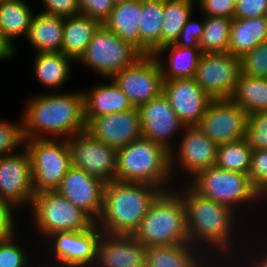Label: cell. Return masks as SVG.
Masks as SVG:
<instances>
[{"label":"cell","instance_id":"cell-1","mask_svg":"<svg viewBox=\"0 0 267 267\" xmlns=\"http://www.w3.org/2000/svg\"><path fill=\"white\" fill-rule=\"evenodd\" d=\"M185 184L187 185L175 190L183 198L189 242L206 255L212 264H215L214 262L218 258L223 260V257L231 262L235 257L232 255L238 250H235V246L236 248L240 246L236 245L239 236L243 235L238 234L242 233V230L237 231L240 228L239 222L240 225L243 223L239 220V215L229 207L203 197L188 183ZM237 217L238 219H236ZM235 236H238V239ZM217 254H220V257ZM229 258L231 260H228Z\"/></svg>","mask_w":267,"mask_h":267},{"label":"cell","instance_id":"cell-2","mask_svg":"<svg viewBox=\"0 0 267 267\" xmlns=\"http://www.w3.org/2000/svg\"><path fill=\"white\" fill-rule=\"evenodd\" d=\"M56 91L27 99L21 116L25 139H68L86 130L83 91Z\"/></svg>","mask_w":267,"mask_h":267},{"label":"cell","instance_id":"cell-3","mask_svg":"<svg viewBox=\"0 0 267 267\" xmlns=\"http://www.w3.org/2000/svg\"><path fill=\"white\" fill-rule=\"evenodd\" d=\"M163 192L146 183H105L103 208L95 222L104 234L133 235L152 203Z\"/></svg>","mask_w":267,"mask_h":267},{"label":"cell","instance_id":"cell-4","mask_svg":"<svg viewBox=\"0 0 267 267\" xmlns=\"http://www.w3.org/2000/svg\"><path fill=\"white\" fill-rule=\"evenodd\" d=\"M115 180L146 183L163 191L174 189L170 152L144 137L118 148Z\"/></svg>","mask_w":267,"mask_h":267},{"label":"cell","instance_id":"cell-5","mask_svg":"<svg viewBox=\"0 0 267 267\" xmlns=\"http://www.w3.org/2000/svg\"><path fill=\"white\" fill-rule=\"evenodd\" d=\"M132 236L144 247L189 243L183 198L175 188L155 199Z\"/></svg>","mask_w":267,"mask_h":267},{"label":"cell","instance_id":"cell-6","mask_svg":"<svg viewBox=\"0 0 267 267\" xmlns=\"http://www.w3.org/2000/svg\"><path fill=\"white\" fill-rule=\"evenodd\" d=\"M187 183L203 197L223 204L241 216L243 213L239 211L243 210L244 205L251 207L249 204L258 203V189L248 174L224 170L215 165L199 172Z\"/></svg>","mask_w":267,"mask_h":267},{"label":"cell","instance_id":"cell-7","mask_svg":"<svg viewBox=\"0 0 267 267\" xmlns=\"http://www.w3.org/2000/svg\"><path fill=\"white\" fill-rule=\"evenodd\" d=\"M142 56L131 43L122 40L101 24L77 61L108 80Z\"/></svg>","mask_w":267,"mask_h":267},{"label":"cell","instance_id":"cell-8","mask_svg":"<svg viewBox=\"0 0 267 267\" xmlns=\"http://www.w3.org/2000/svg\"><path fill=\"white\" fill-rule=\"evenodd\" d=\"M30 208L33 218L31 221L42 240L55 232L83 231L95 223L56 190L35 194Z\"/></svg>","mask_w":267,"mask_h":267},{"label":"cell","instance_id":"cell-9","mask_svg":"<svg viewBox=\"0 0 267 267\" xmlns=\"http://www.w3.org/2000/svg\"><path fill=\"white\" fill-rule=\"evenodd\" d=\"M31 158L33 190L55 191L72 166L67 139H25Z\"/></svg>","mask_w":267,"mask_h":267},{"label":"cell","instance_id":"cell-10","mask_svg":"<svg viewBox=\"0 0 267 267\" xmlns=\"http://www.w3.org/2000/svg\"><path fill=\"white\" fill-rule=\"evenodd\" d=\"M102 234L94 223L83 231L55 232L43 241H47L49 245L48 257L53 264L63 267H94Z\"/></svg>","mask_w":267,"mask_h":267},{"label":"cell","instance_id":"cell-11","mask_svg":"<svg viewBox=\"0 0 267 267\" xmlns=\"http://www.w3.org/2000/svg\"><path fill=\"white\" fill-rule=\"evenodd\" d=\"M240 74V58L229 52L202 53L193 78L212 100L230 99Z\"/></svg>","mask_w":267,"mask_h":267},{"label":"cell","instance_id":"cell-12","mask_svg":"<svg viewBox=\"0 0 267 267\" xmlns=\"http://www.w3.org/2000/svg\"><path fill=\"white\" fill-rule=\"evenodd\" d=\"M135 108L163 93L161 67L154 55H143L133 65L111 78Z\"/></svg>","mask_w":267,"mask_h":267},{"label":"cell","instance_id":"cell-13","mask_svg":"<svg viewBox=\"0 0 267 267\" xmlns=\"http://www.w3.org/2000/svg\"><path fill=\"white\" fill-rule=\"evenodd\" d=\"M184 132V133H183ZM181 141L170 151V169L172 178L176 170L182 169L192 179L199 172L216 165L218 145L212 142L197 127L185 126ZM179 168H178V167Z\"/></svg>","mask_w":267,"mask_h":267},{"label":"cell","instance_id":"cell-14","mask_svg":"<svg viewBox=\"0 0 267 267\" xmlns=\"http://www.w3.org/2000/svg\"><path fill=\"white\" fill-rule=\"evenodd\" d=\"M72 165L102 180H115L117 149L95 139L86 130L67 139Z\"/></svg>","mask_w":267,"mask_h":267},{"label":"cell","instance_id":"cell-15","mask_svg":"<svg viewBox=\"0 0 267 267\" xmlns=\"http://www.w3.org/2000/svg\"><path fill=\"white\" fill-rule=\"evenodd\" d=\"M248 114L231 99L212 100L197 127L217 145L246 137Z\"/></svg>","mask_w":267,"mask_h":267},{"label":"cell","instance_id":"cell-16","mask_svg":"<svg viewBox=\"0 0 267 267\" xmlns=\"http://www.w3.org/2000/svg\"><path fill=\"white\" fill-rule=\"evenodd\" d=\"M22 149L18 153L0 157V200L16 209L31 207L35 195L31 158L25 147Z\"/></svg>","mask_w":267,"mask_h":267},{"label":"cell","instance_id":"cell-17","mask_svg":"<svg viewBox=\"0 0 267 267\" xmlns=\"http://www.w3.org/2000/svg\"><path fill=\"white\" fill-rule=\"evenodd\" d=\"M142 137L163 146L167 151L174 148V135L183 131L185 125L162 93L139 108ZM171 140V141H170Z\"/></svg>","mask_w":267,"mask_h":267},{"label":"cell","instance_id":"cell-18","mask_svg":"<svg viewBox=\"0 0 267 267\" xmlns=\"http://www.w3.org/2000/svg\"><path fill=\"white\" fill-rule=\"evenodd\" d=\"M104 186L102 180L72 165L56 191L96 222L103 208Z\"/></svg>","mask_w":267,"mask_h":267},{"label":"cell","instance_id":"cell-19","mask_svg":"<svg viewBox=\"0 0 267 267\" xmlns=\"http://www.w3.org/2000/svg\"><path fill=\"white\" fill-rule=\"evenodd\" d=\"M163 94L185 126L197 125L212 101L194 78L164 80Z\"/></svg>","mask_w":267,"mask_h":267},{"label":"cell","instance_id":"cell-20","mask_svg":"<svg viewBox=\"0 0 267 267\" xmlns=\"http://www.w3.org/2000/svg\"><path fill=\"white\" fill-rule=\"evenodd\" d=\"M86 131L95 139L116 149L142 137V125L138 108L124 112L94 117Z\"/></svg>","mask_w":267,"mask_h":267},{"label":"cell","instance_id":"cell-21","mask_svg":"<svg viewBox=\"0 0 267 267\" xmlns=\"http://www.w3.org/2000/svg\"><path fill=\"white\" fill-rule=\"evenodd\" d=\"M94 267H147L146 248L132 235L103 233Z\"/></svg>","mask_w":267,"mask_h":267},{"label":"cell","instance_id":"cell-22","mask_svg":"<svg viewBox=\"0 0 267 267\" xmlns=\"http://www.w3.org/2000/svg\"><path fill=\"white\" fill-rule=\"evenodd\" d=\"M146 248L147 267H222L210 260L198 248L189 243L179 245H151ZM210 265H209V264Z\"/></svg>","mask_w":267,"mask_h":267},{"label":"cell","instance_id":"cell-23","mask_svg":"<svg viewBox=\"0 0 267 267\" xmlns=\"http://www.w3.org/2000/svg\"><path fill=\"white\" fill-rule=\"evenodd\" d=\"M108 81V83L93 85V88L87 92L83 91L86 125L94 117L124 112L134 108L128 97L114 81L112 79Z\"/></svg>","mask_w":267,"mask_h":267},{"label":"cell","instance_id":"cell-24","mask_svg":"<svg viewBox=\"0 0 267 267\" xmlns=\"http://www.w3.org/2000/svg\"><path fill=\"white\" fill-rule=\"evenodd\" d=\"M64 17L34 13L26 39L36 53L62 51Z\"/></svg>","mask_w":267,"mask_h":267},{"label":"cell","instance_id":"cell-25","mask_svg":"<svg viewBox=\"0 0 267 267\" xmlns=\"http://www.w3.org/2000/svg\"><path fill=\"white\" fill-rule=\"evenodd\" d=\"M141 15L142 0L120 2L115 4L103 25L140 51L139 26Z\"/></svg>","mask_w":267,"mask_h":267},{"label":"cell","instance_id":"cell-26","mask_svg":"<svg viewBox=\"0 0 267 267\" xmlns=\"http://www.w3.org/2000/svg\"><path fill=\"white\" fill-rule=\"evenodd\" d=\"M267 40V16L256 18H233L228 52L241 58L257 45Z\"/></svg>","mask_w":267,"mask_h":267},{"label":"cell","instance_id":"cell-27","mask_svg":"<svg viewBox=\"0 0 267 267\" xmlns=\"http://www.w3.org/2000/svg\"><path fill=\"white\" fill-rule=\"evenodd\" d=\"M165 52L169 55L165 57L166 59L168 58L166 62L161 59L165 60L163 57V54H166ZM201 54L200 47H179L174 44H167L162 46L154 56L161 67L163 79L171 80L193 78Z\"/></svg>","mask_w":267,"mask_h":267},{"label":"cell","instance_id":"cell-28","mask_svg":"<svg viewBox=\"0 0 267 267\" xmlns=\"http://www.w3.org/2000/svg\"><path fill=\"white\" fill-rule=\"evenodd\" d=\"M100 25L98 20L82 14L65 17L61 52L77 62Z\"/></svg>","mask_w":267,"mask_h":267},{"label":"cell","instance_id":"cell-29","mask_svg":"<svg viewBox=\"0 0 267 267\" xmlns=\"http://www.w3.org/2000/svg\"><path fill=\"white\" fill-rule=\"evenodd\" d=\"M34 56L33 68L37 81L51 91L57 88L60 90L71 74L72 61H76L62 52L36 53Z\"/></svg>","mask_w":267,"mask_h":267},{"label":"cell","instance_id":"cell-30","mask_svg":"<svg viewBox=\"0 0 267 267\" xmlns=\"http://www.w3.org/2000/svg\"><path fill=\"white\" fill-rule=\"evenodd\" d=\"M33 13L25 0H4L0 3V32L15 49V38L27 37Z\"/></svg>","mask_w":267,"mask_h":267},{"label":"cell","instance_id":"cell-31","mask_svg":"<svg viewBox=\"0 0 267 267\" xmlns=\"http://www.w3.org/2000/svg\"><path fill=\"white\" fill-rule=\"evenodd\" d=\"M164 0H142L140 19V52L154 55L161 48Z\"/></svg>","mask_w":267,"mask_h":267},{"label":"cell","instance_id":"cell-32","mask_svg":"<svg viewBox=\"0 0 267 267\" xmlns=\"http://www.w3.org/2000/svg\"><path fill=\"white\" fill-rule=\"evenodd\" d=\"M248 115L267 110V78L248 76L241 73L236 90L230 98Z\"/></svg>","mask_w":267,"mask_h":267},{"label":"cell","instance_id":"cell-33","mask_svg":"<svg viewBox=\"0 0 267 267\" xmlns=\"http://www.w3.org/2000/svg\"><path fill=\"white\" fill-rule=\"evenodd\" d=\"M196 1L164 0L161 47L174 44L186 21L193 15Z\"/></svg>","mask_w":267,"mask_h":267},{"label":"cell","instance_id":"cell-34","mask_svg":"<svg viewBox=\"0 0 267 267\" xmlns=\"http://www.w3.org/2000/svg\"><path fill=\"white\" fill-rule=\"evenodd\" d=\"M252 149L246 138L218 145V168L248 174L251 166Z\"/></svg>","mask_w":267,"mask_h":267},{"label":"cell","instance_id":"cell-35","mask_svg":"<svg viewBox=\"0 0 267 267\" xmlns=\"http://www.w3.org/2000/svg\"><path fill=\"white\" fill-rule=\"evenodd\" d=\"M205 26L199 42L201 53L228 52L232 19L204 16Z\"/></svg>","mask_w":267,"mask_h":267},{"label":"cell","instance_id":"cell-36","mask_svg":"<svg viewBox=\"0 0 267 267\" xmlns=\"http://www.w3.org/2000/svg\"><path fill=\"white\" fill-rule=\"evenodd\" d=\"M19 121L17 124L0 120V157L18 153L19 147H25L22 118Z\"/></svg>","mask_w":267,"mask_h":267},{"label":"cell","instance_id":"cell-37","mask_svg":"<svg viewBox=\"0 0 267 267\" xmlns=\"http://www.w3.org/2000/svg\"><path fill=\"white\" fill-rule=\"evenodd\" d=\"M16 237L15 234V237L0 241V267H30V254L22 243L18 244Z\"/></svg>","mask_w":267,"mask_h":267},{"label":"cell","instance_id":"cell-38","mask_svg":"<svg viewBox=\"0 0 267 267\" xmlns=\"http://www.w3.org/2000/svg\"><path fill=\"white\" fill-rule=\"evenodd\" d=\"M241 73L267 78V40L240 58Z\"/></svg>","mask_w":267,"mask_h":267},{"label":"cell","instance_id":"cell-39","mask_svg":"<svg viewBox=\"0 0 267 267\" xmlns=\"http://www.w3.org/2000/svg\"><path fill=\"white\" fill-rule=\"evenodd\" d=\"M245 138L252 150L267 149V110L248 115Z\"/></svg>","mask_w":267,"mask_h":267},{"label":"cell","instance_id":"cell-40","mask_svg":"<svg viewBox=\"0 0 267 267\" xmlns=\"http://www.w3.org/2000/svg\"><path fill=\"white\" fill-rule=\"evenodd\" d=\"M198 9L207 17L235 18L236 3L232 0H197Z\"/></svg>","mask_w":267,"mask_h":267},{"label":"cell","instance_id":"cell-41","mask_svg":"<svg viewBox=\"0 0 267 267\" xmlns=\"http://www.w3.org/2000/svg\"><path fill=\"white\" fill-rule=\"evenodd\" d=\"M80 14L98 20L101 24L115 6L113 0H78Z\"/></svg>","mask_w":267,"mask_h":267},{"label":"cell","instance_id":"cell-42","mask_svg":"<svg viewBox=\"0 0 267 267\" xmlns=\"http://www.w3.org/2000/svg\"><path fill=\"white\" fill-rule=\"evenodd\" d=\"M205 26L204 15L202 21H195L191 17L183 26L178 39L174 45L179 47H199V42L202 38Z\"/></svg>","mask_w":267,"mask_h":267},{"label":"cell","instance_id":"cell-43","mask_svg":"<svg viewBox=\"0 0 267 267\" xmlns=\"http://www.w3.org/2000/svg\"><path fill=\"white\" fill-rule=\"evenodd\" d=\"M248 176L257 189L265 183L267 180V149L252 150Z\"/></svg>","mask_w":267,"mask_h":267},{"label":"cell","instance_id":"cell-44","mask_svg":"<svg viewBox=\"0 0 267 267\" xmlns=\"http://www.w3.org/2000/svg\"><path fill=\"white\" fill-rule=\"evenodd\" d=\"M46 14L70 17L80 14L78 0H41Z\"/></svg>","mask_w":267,"mask_h":267},{"label":"cell","instance_id":"cell-45","mask_svg":"<svg viewBox=\"0 0 267 267\" xmlns=\"http://www.w3.org/2000/svg\"><path fill=\"white\" fill-rule=\"evenodd\" d=\"M267 16V0H238L235 18H256Z\"/></svg>","mask_w":267,"mask_h":267},{"label":"cell","instance_id":"cell-46","mask_svg":"<svg viewBox=\"0 0 267 267\" xmlns=\"http://www.w3.org/2000/svg\"><path fill=\"white\" fill-rule=\"evenodd\" d=\"M14 210H16L14 206L5 201L0 200V241L15 236L17 232V225L15 224L16 220L14 218Z\"/></svg>","mask_w":267,"mask_h":267},{"label":"cell","instance_id":"cell-47","mask_svg":"<svg viewBox=\"0 0 267 267\" xmlns=\"http://www.w3.org/2000/svg\"><path fill=\"white\" fill-rule=\"evenodd\" d=\"M261 248H263V249H259V251L261 250L262 252H259L258 249L255 248L256 249V253L253 252L251 254V256L253 255L252 257L251 256L248 257V255L245 256L244 259L246 260L245 263H246L247 267H267V244H266V246L263 245ZM254 254H256V256ZM246 258H248V259H246ZM241 261H242L241 265H239V263L237 262V264H236L237 267L238 266L239 267H246L244 261L242 259H241ZM242 265H244V266H242Z\"/></svg>","mask_w":267,"mask_h":267},{"label":"cell","instance_id":"cell-48","mask_svg":"<svg viewBox=\"0 0 267 267\" xmlns=\"http://www.w3.org/2000/svg\"><path fill=\"white\" fill-rule=\"evenodd\" d=\"M15 48L5 39V37L0 32V61L13 60L15 57Z\"/></svg>","mask_w":267,"mask_h":267},{"label":"cell","instance_id":"cell-49","mask_svg":"<svg viewBox=\"0 0 267 267\" xmlns=\"http://www.w3.org/2000/svg\"><path fill=\"white\" fill-rule=\"evenodd\" d=\"M267 180L265 181V183L258 189V201L260 203L261 206V202L263 199L267 200Z\"/></svg>","mask_w":267,"mask_h":267},{"label":"cell","instance_id":"cell-50","mask_svg":"<svg viewBox=\"0 0 267 267\" xmlns=\"http://www.w3.org/2000/svg\"><path fill=\"white\" fill-rule=\"evenodd\" d=\"M39 263L40 262H38L37 267H63V266H60V265L52 264L50 261L48 263L46 262V265H45V260H44V262H42L40 264ZM35 265L36 264H34L33 266L36 267ZM33 266H32V264L30 265V267H33Z\"/></svg>","mask_w":267,"mask_h":267},{"label":"cell","instance_id":"cell-51","mask_svg":"<svg viewBox=\"0 0 267 267\" xmlns=\"http://www.w3.org/2000/svg\"><path fill=\"white\" fill-rule=\"evenodd\" d=\"M115 4L120 3V2H124V1H128V0H113Z\"/></svg>","mask_w":267,"mask_h":267}]
</instances>
